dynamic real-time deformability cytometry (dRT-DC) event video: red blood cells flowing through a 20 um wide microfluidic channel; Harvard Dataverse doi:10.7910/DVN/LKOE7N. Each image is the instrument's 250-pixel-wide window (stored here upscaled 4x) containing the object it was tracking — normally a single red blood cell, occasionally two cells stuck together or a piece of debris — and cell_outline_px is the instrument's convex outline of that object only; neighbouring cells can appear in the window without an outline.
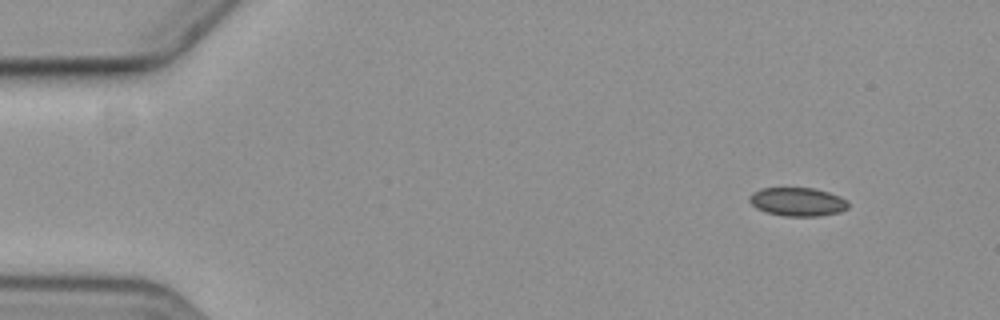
{"species": "common noctule bat (a hibernating species)", "species_latin": "Nyctalus noctula", "temperature_condition": "cold", "stored_images_in_passage": 8, "camera_frame_rate_fps": 3000, "um_per_image_px": 0.085, "animal": {"sex": "female", "body_mass_g": 19.3, "forearm_length_mm": 54.1}, "frame": {"image": 1, "passage_image": 1, "time_ms": 0.0, "image_size_px": [1000, 320], "cell_outline_px": [[848, 208], [840, 212], [816, 216], [784, 216], [768, 212], [756, 208], [748, 200], [748, 196], [752, 192], [760, 188], [816, 188], [840, 196], [848, 200]], "centroid_in_image_um": [67.79, 17.14], "position_along_channel_um": 17.2, "area_um2": 16.53}}
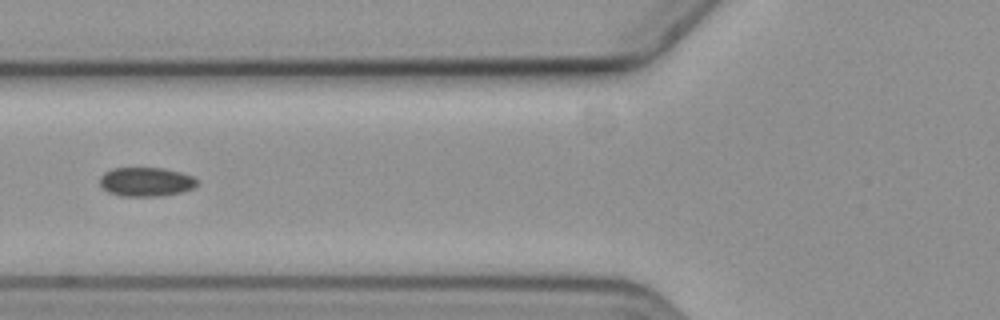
{"frame": {"image": 2, "passage_image": 6, "time_ms": 5.667, "image_size_px": [1000, 320], "cell_outline_px": [[196, 184], [192, 188], [184, 192], [160, 196], [120, 196], [108, 192], [100, 184], [100, 176], [104, 172], [112, 168], [164, 168], [180, 172], [192, 176], [196, 180]], "centroid_in_image_um": [12.39, 15.46], "position_along_channel_um": 113.4, "area_um2": 16.47}}
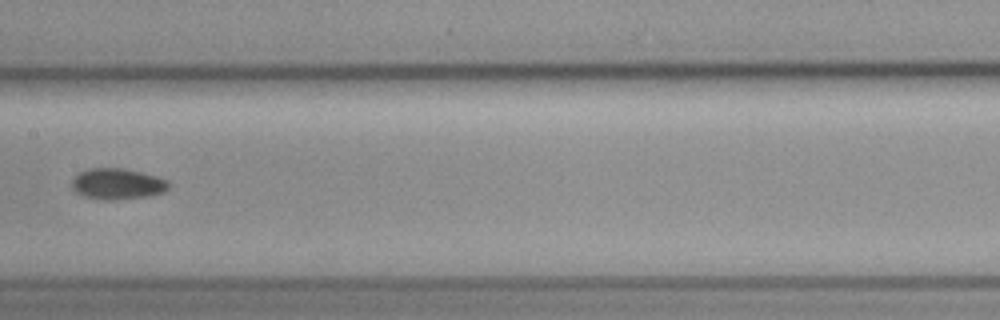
{"frame": {"image": 3, "passage_image": 8, "time_ms": 8.0, "image_size_px": [1000, 320], "cell_outline_px": [[168, 188], [164, 192], [148, 196], [112, 200], [104, 200], [84, 196], [76, 192], [72, 188], [72, 180], [80, 172], [88, 168], [120, 168], [140, 172], [156, 176], [168, 180]], "centroid_in_image_um": [9.97, 15.63], "position_along_channel_um": 197.4, "area_um2": 17.34}}